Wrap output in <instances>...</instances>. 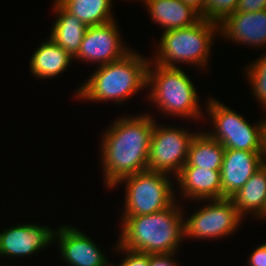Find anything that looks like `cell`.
<instances>
[{
    "instance_id": "1",
    "label": "cell",
    "mask_w": 266,
    "mask_h": 266,
    "mask_svg": "<svg viewBox=\"0 0 266 266\" xmlns=\"http://www.w3.org/2000/svg\"><path fill=\"white\" fill-rule=\"evenodd\" d=\"M131 115L117 118L101 137L100 163L107 189L122 178L148 168L155 116L148 112Z\"/></svg>"
},
{
    "instance_id": "2",
    "label": "cell",
    "mask_w": 266,
    "mask_h": 266,
    "mask_svg": "<svg viewBox=\"0 0 266 266\" xmlns=\"http://www.w3.org/2000/svg\"><path fill=\"white\" fill-rule=\"evenodd\" d=\"M183 210L176 200L156 213L120 218L118 243L147 254L178 252L184 239Z\"/></svg>"
},
{
    "instance_id": "3",
    "label": "cell",
    "mask_w": 266,
    "mask_h": 266,
    "mask_svg": "<svg viewBox=\"0 0 266 266\" xmlns=\"http://www.w3.org/2000/svg\"><path fill=\"white\" fill-rule=\"evenodd\" d=\"M149 61L150 58L135 49L118 61L96 66V71L75 90V99L92 102L112 100L116 105L126 102L147 88Z\"/></svg>"
},
{
    "instance_id": "4",
    "label": "cell",
    "mask_w": 266,
    "mask_h": 266,
    "mask_svg": "<svg viewBox=\"0 0 266 266\" xmlns=\"http://www.w3.org/2000/svg\"><path fill=\"white\" fill-rule=\"evenodd\" d=\"M146 87L150 88L147 89L146 99L157 106V111L160 110L164 117L171 115L189 121L192 119L191 122L193 119L197 122L204 119L197 89L181 66L170 68L149 61Z\"/></svg>"
},
{
    "instance_id": "5",
    "label": "cell",
    "mask_w": 266,
    "mask_h": 266,
    "mask_svg": "<svg viewBox=\"0 0 266 266\" xmlns=\"http://www.w3.org/2000/svg\"><path fill=\"white\" fill-rule=\"evenodd\" d=\"M216 35L219 36V25L204 18L192 26L163 32L150 61L170 68L188 63L199 70L206 69Z\"/></svg>"
},
{
    "instance_id": "6",
    "label": "cell",
    "mask_w": 266,
    "mask_h": 266,
    "mask_svg": "<svg viewBox=\"0 0 266 266\" xmlns=\"http://www.w3.org/2000/svg\"><path fill=\"white\" fill-rule=\"evenodd\" d=\"M169 176L163 172L146 170L119 180L111 189L122 182L125 184L124 211L120 217L148 215L172 205L177 197Z\"/></svg>"
},
{
    "instance_id": "7",
    "label": "cell",
    "mask_w": 266,
    "mask_h": 266,
    "mask_svg": "<svg viewBox=\"0 0 266 266\" xmlns=\"http://www.w3.org/2000/svg\"><path fill=\"white\" fill-rule=\"evenodd\" d=\"M209 97L205 106L213 131L206 133L219 141L225 149L263 151V129L265 118L255 124L247 122L241 114Z\"/></svg>"
},
{
    "instance_id": "8",
    "label": "cell",
    "mask_w": 266,
    "mask_h": 266,
    "mask_svg": "<svg viewBox=\"0 0 266 266\" xmlns=\"http://www.w3.org/2000/svg\"><path fill=\"white\" fill-rule=\"evenodd\" d=\"M208 202L200 206L188 218L183 217L184 238L224 239L235 233L243 218L237 212L231 199L201 200Z\"/></svg>"
},
{
    "instance_id": "9",
    "label": "cell",
    "mask_w": 266,
    "mask_h": 266,
    "mask_svg": "<svg viewBox=\"0 0 266 266\" xmlns=\"http://www.w3.org/2000/svg\"><path fill=\"white\" fill-rule=\"evenodd\" d=\"M159 124L154 121L147 170L175 177L186 164L190 144L199 131Z\"/></svg>"
},
{
    "instance_id": "10",
    "label": "cell",
    "mask_w": 266,
    "mask_h": 266,
    "mask_svg": "<svg viewBox=\"0 0 266 266\" xmlns=\"http://www.w3.org/2000/svg\"><path fill=\"white\" fill-rule=\"evenodd\" d=\"M118 27L115 20L101 25L88 26L74 60L93 62L101 66L125 57L133 49L124 44Z\"/></svg>"
},
{
    "instance_id": "11",
    "label": "cell",
    "mask_w": 266,
    "mask_h": 266,
    "mask_svg": "<svg viewBox=\"0 0 266 266\" xmlns=\"http://www.w3.org/2000/svg\"><path fill=\"white\" fill-rule=\"evenodd\" d=\"M83 231L72 225L58 226L54 242L58 243L59 254L65 264L70 266H110L99 245Z\"/></svg>"
},
{
    "instance_id": "12",
    "label": "cell",
    "mask_w": 266,
    "mask_h": 266,
    "mask_svg": "<svg viewBox=\"0 0 266 266\" xmlns=\"http://www.w3.org/2000/svg\"><path fill=\"white\" fill-rule=\"evenodd\" d=\"M55 228L25 223L0 231V257H30L54 242Z\"/></svg>"
},
{
    "instance_id": "13",
    "label": "cell",
    "mask_w": 266,
    "mask_h": 266,
    "mask_svg": "<svg viewBox=\"0 0 266 266\" xmlns=\"http://www.w3.org/2000/svg\"><path fill=\"white\" fill-rule=\"evenodd\" d=\"M262 152L225 149L220 170L222 199H230L265 164Z\"/></svg>"
},
{
    "instance_id": "14",
    "label": "cell",
    "mask_w": 266,
    "mask_h": 266,
    "mask_svg": "<svg viewBox=\"0 0 266 266\" xmlns=\"http://www.w3.org/2000/svg\"><path fill=\"white\" fill-rule=\"evenodd\" d=\"M219 36L232 43L258 49L266 48V9L257 12H235L219 24Z\"/></svg>"
},
{
    "instance_id": "15",
    "label": "cell",
    "mask_w": 266,
    "mask_h": 266,
    "mask_svg": "<svg viewBox=\"0 0 266 266\" xmlns=\"http://www.w3.org/2000/svg\"><path fill=\"white\" fill-rule=\"evenodd\" d=\"M180 197L187 201L222 199L220 171L198 167H182L174 177ZM177 181V182H176Z\"/></svg>"
},
{
    "instance_id": "16",
    "label": "cell",
    "mask_w": 266,
    "mask_h": 266,
    "mask_svg": "<svg viewBox=\"0 0 266 266\" xmlns=\"http://www.w3.org/2000/svg\"><path fill=\"white\" fill-rule=\"evenodd\" d=\"M151 21L160 25L163 32L186 28L199 22L202 17L182 0H144Z\"/></svg>"
},
{
    "instance_id": "17",
    "label": "cell",
    "mask_w": 266,
    "mask_h": 266,
    "mask_svg": "<svg viewBox=\"0 0 266 266\" xmlns=\"http://www.w3.org/2000/svg\"><path fill=\"white\" fill-rule=\"evenodd\" d=\"M52 10L57 17L52 23L49 38L74 58L80 50L88 26L69 13L57 0H54Z\"/></svg>"
},
{
    "instance_id": "18",
    "label": "cell",
    "mask_w": 266,
    "mask_h": 266,
    "mask_svg": "<svg viewBox=\"0 0 266 266\" xmlns=\"http://www.w3.org/2000/svg\"><path fill=\"white\" fill-rule=\"evenodd\" d=\"M242 218L249 215L266 219V164L257 170L230 198ZM249 213V215H248Z\"/></svg>"
},
{
    "instance_id": "19",
    "label": "cell",
    "mask_w": 266,
    "mask_h": 266,
    "mask_svg": "<svg viewBox=\"0 0 266 266\" xmlns=\"http://www.w3.org/2000/svg\"><path fill=\"white\" fill-rule=\"evenodd\" d=\"M31 56L29 69L39 80L57 77L67 70L74 59L51 38L40 43Z\"/></svg>"
},
{
    "instance_id": "20",
    "label": "cell",
    "mask_w": 266,
    "mask_h": 266,
    "mask_svg": "<svg viewBox=\"0 0 266 266\" xmlns=\"http://www.w3.org/2000/svg\"><path fill=\"white\" fill-rule=\"evenodd\" d=\"M224 152L225 148L219 141L211 138L205 130H199L190 144L187 162L183 167L220 171Z\"/></svg>"
},
{
    "instance_id": "21",
    "label": "cell",
    "mask_w": 266,
    "mask_h": 266,
    "mask_svg": "<svg viewBox=\"0 0 266 266\" xmlns=\"http://www.w3.org/2000/svg\"><path fill=\"white\" fill-rule=\"evenodd\" d=\"M69 13L87 26L101 25L114 19L113 0H57Z\"/></svg>"
},
{
    "instance_id": "22",
    "label": "cell",
    "mask_w": 266,
    "mask_h": 266,
    "mask_svg": "<svg viewBox=\"0 0 266 266\" xmlns=\"http://www.w3.org/2000/svg\"><path fill=\"white\" fill-rule=\"evenodd\" d=\"M264 53L244 68L247 81L252 87V95L261 103L260 107L266 110V52Z\"/></svg>"
},
{
    "instance_id": "23",
    "label": "cell",
    "mask_w": 266,
    "mask_h": 266,
    "mask_svg": "<svg viewBox=\"0 0 266 266\" xmlns=\"http://www.w3.org/2000/svg\"><path fill=\"white\" fill-rule=\"evenodd\" d=\"M239 0H205V19L219 24L236 12Z\"/></svg>"
},
{
    "instance_id": "24",
    "label": "cell",
    "mask_w": 266,
    "mask_h": 266,
    "mask_svg": "<svg viewBox=\"0 0 266 266\" xmlns=\"http://www.w3.org/2000/svg\"><path fill=\"white\" fill-rule=\"evenodd\" d=\"M114 251L118 253L120 252L121 255L124 254V258L121 260V262L114 266H149L150 254L126 249L118 242L115 245ZM110 265L113 266L112 263H110Z\"/></svg>"
},
{
    "instance_id": "25",
    "label": "cell",
    "mask_w": 266,
    "mask_h": 266,
    "mask_svg": "<svg viewBox=\"0 0 266 266\" xmlns=\"http://www.w3.org/2000/svg\"><path fill=\"white\" fill-rule=\"evenodd\" d=\"M176 253L150 254L149 266H178ZM175 255V256H174Z\"/></svg>"
},
{
    "instance_id": "26",
    "label": "cell",
    "mask_w": 266,
    "mask_h": 266,
    "mask_svg": "<svg viewBox=\"0 0 266 266\" xmlns=\"http://www.w3.org/2000/svg\"><path fill=\"white\" fill-rule=\"evenodd\" d=\"M266 9V0H239L236 12H257Z\"/></svg>"
},
{
    "instance_id": "27",
    "label": "cell",
    "mask_w": 266,
    "mask_h": 266,
    "mask_svg": "<svg viewBox=\"0 0 266 266\" xmlns=\"http://www.w3.org/2000/svg\"><path fill=\"white\" fill-rule=\"evenodd\" d=\"M247 263L248 266H266V242L251 252Z\"/></svg>"
},
{
    "instance_id": "28",
    "label": "cell",
    "mask_w": 266,
    "mask_h": 266,
    "mask_svg": "<svg viewBox=\"0 0 266 266\" xmlns=\"http://www.w3.org/2000/svg\"><path fill=\"white\" fill-rule=\"evenodd\" d=\"M186 5H189L196 10L202 18L205 19V0H182Z\"/></svg>"
},
{
    "instance_id": "29",
    "label": "cell",
    "mask_w": 266,
    "mask_h": 266,
    "mask_svg": "<svg viewBox=\"0 0 266 266\" xmlns=\"http://www.w3.org/2000/svg\"><path fill=\"white\" fill-rule=\"evenodd\" d=\"M263 159L264 163L266 164V117H265V123H264V129H263Z\"/></svg>"
}]
</instances>
